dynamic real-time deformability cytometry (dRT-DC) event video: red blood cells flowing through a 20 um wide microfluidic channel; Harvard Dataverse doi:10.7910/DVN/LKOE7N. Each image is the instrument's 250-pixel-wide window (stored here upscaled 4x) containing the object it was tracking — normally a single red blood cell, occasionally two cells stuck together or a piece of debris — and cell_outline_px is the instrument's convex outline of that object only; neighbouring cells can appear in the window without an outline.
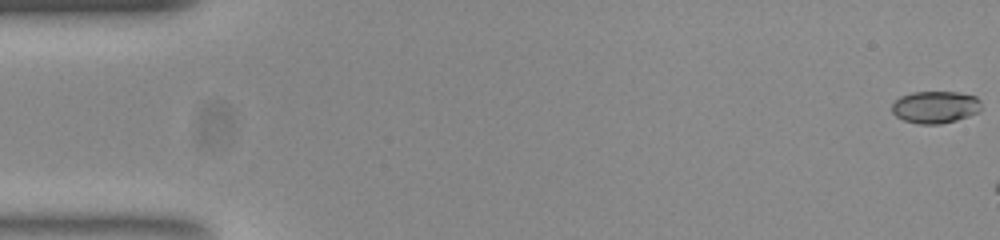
{"species": "common noctule bat (a hibernating species)", "species_latin": "Nyctalus noctula", "temperature_condition": "room temperature", "stored_images_in_passage": 9, "camera_frame_rate_fps": 3000, "um_per_image_px": 0.085, "animal": {"sex": "female", "body_mass_g": 23.0, "forearm_length_mm": 53.4}, "frame": {"image": 1, "passage_image": 1, "time_ms": 0.0, "image_size_px": [1000, 240], "cell_outline_px": [[980, 108], [976, 112], [968, 116], [956, 120], [940, 124], [920, 124], [904, 120], [896, 116], [892, 112], [892, 104], [900, 96], [912, 92], [956, 92], [976, 96], [980, 100]], "centroid_in_image_um": [79.47, 9.1], "position_along_channel_um": 5.5, "area_um2": 16.65}}